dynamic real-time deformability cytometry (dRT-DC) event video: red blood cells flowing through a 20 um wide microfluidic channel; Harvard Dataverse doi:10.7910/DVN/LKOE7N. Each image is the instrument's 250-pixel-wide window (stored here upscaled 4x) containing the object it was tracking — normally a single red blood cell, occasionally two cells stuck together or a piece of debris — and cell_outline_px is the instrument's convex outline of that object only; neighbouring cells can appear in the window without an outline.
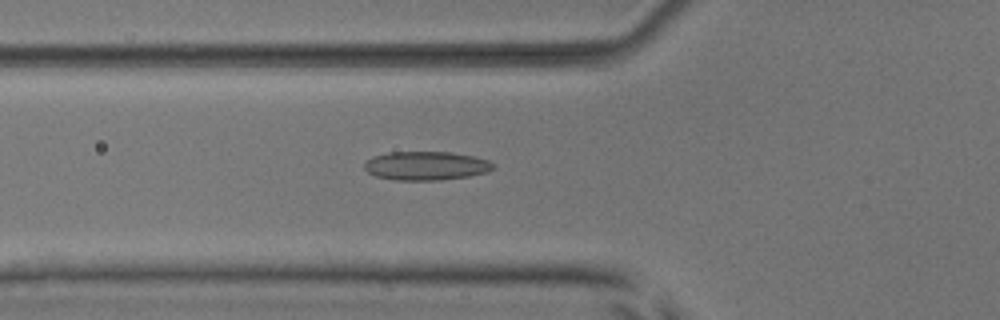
{"species": "common noctule bat (a hibernating species)", "species_latin": "Nyctalus noctula", "temperature_condition": "room temperature", "stored_images_in_passage": 54, "camera_frame_rate_fps": 3000, "um_per_image_px": 0.085, "animal": {"sex": "male", "body_mass_g": 17.9, "forearm_length_mm": 54.2}, "frame": {"image": 1, "passage_image": 20, "time_ms": 6.333, "image_size_px": [1000, 320], "cell_outline_px": [[492, 168], [488, 172], [468, 176], [440, 180], [396, 180], [376, 176], [368, 172], [364, 168], [364, 164], [372, 156], [388, 152], [452, 152], [472, 156], [488, 160], [492, 164]], "centroid_in_image_um": [36.18, 14.09], "position_along_channel_um": 89.6, "area_um2": 21.44}}
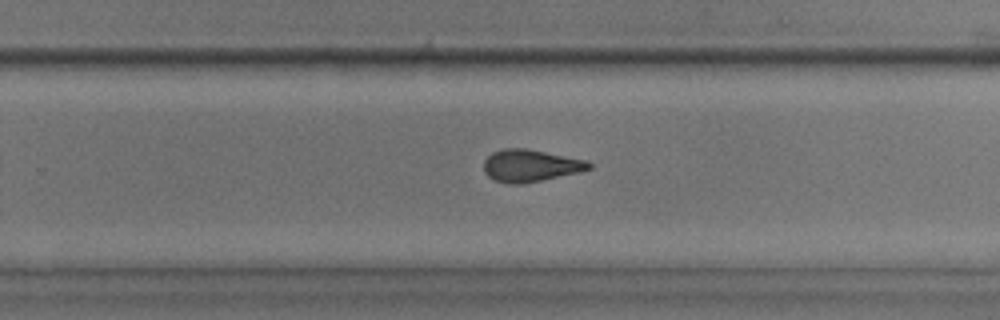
{"frame": {"image": 2, "passage_image": 35, "time_ms": 11.333, "image_size_px": [1000, 320], "cell_outline_px": [[592, 168], [580, 172], [520, 184], [508, 184], [496, 180], [488, 176], [484, 172], [484, 160], [492, 152], [504, 148], [524, 148], [588, 160], [592, 164]], "centroid_in_image_um": [45.09, 14.07], "position_along_channel_um": 284.7, "area_um2": 19.65}}
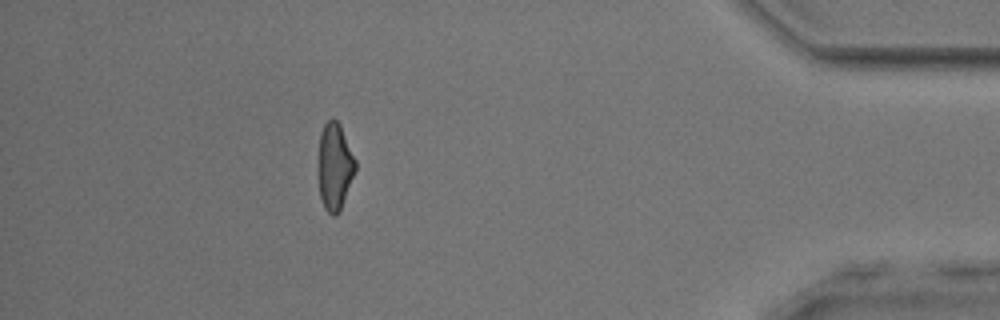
{"frame": {"image": 3, "passage_image": 48, "time_ms": 15.667, "image_size_px": [1000, 320], "cell_outline_px": [[356, 168], [340, 212], [336, 216], [332, 216], [324, 208], [320, 196], [316, 168], [320, 132], [324, 124], [328, 120], [336, 120], [340, 124], [356, 160]], "centroid_in_image_um": [28.41, 14.17], "position_along_channel_um": 406.8, "area_um2": 19.31}, "authors_computed_cell_mechanics": {"area_um2": 20.1144, "velocity_mm_per_s": 3.9049, "shape_relaxation_time_tau1_ms": null, "shape_relaxation_time_tau2_ms": 1.8572, "deformation_change_tau1": null, "deformation_change_tau2": 0.0937}}